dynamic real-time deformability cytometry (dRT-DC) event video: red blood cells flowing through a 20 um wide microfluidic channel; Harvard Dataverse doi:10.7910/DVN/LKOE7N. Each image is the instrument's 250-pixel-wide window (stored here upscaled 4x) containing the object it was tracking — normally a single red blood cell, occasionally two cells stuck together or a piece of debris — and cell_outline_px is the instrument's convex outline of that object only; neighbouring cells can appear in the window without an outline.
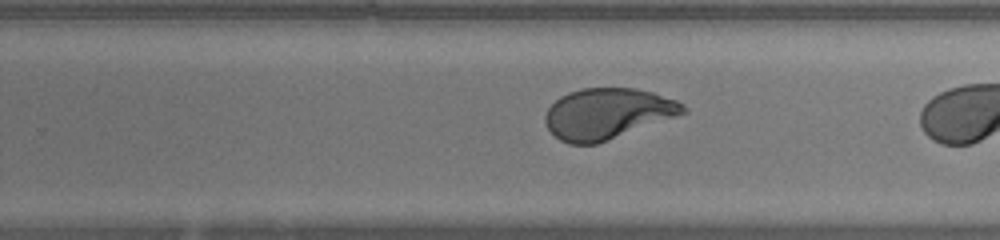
{"species": "human", "species_latin": "Homo sapiens", "temperature_condition": "warm", "stored_images_in_passage": 26, "camera_frame_rate_fps": 3000, "um_per_image_px": 0.085, "donor": {"sex": "female"}, "frame": {"image": 1, "passage_image": 19, "time_ms": 6.0, "image_size_px": [1000, 240], "cell_outline_px": [[688, 112], [596, 144], [568, 144], [560, 140], [548, 128], [544, 120], [544, 116], [548, 108], [560, 96], [568, 92], [580, 88], [636, 88], [652, 92], [676, 100], [684, 104], [688, 108]], "centroid_in_image_um": [51.62, 9.65], "position_along_channel_um": 278.2, "area_um2": 40.69}}
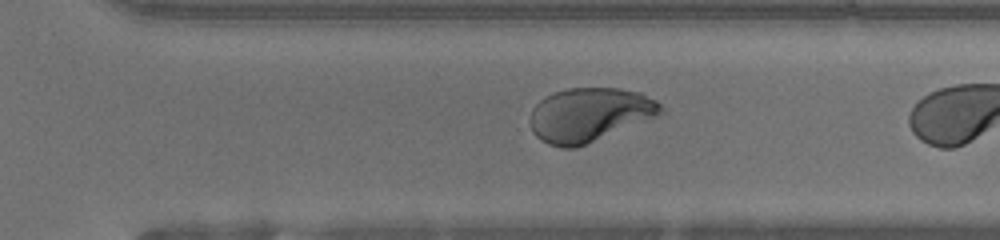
{"frame": {"image": 2, "passage_image": 22, "time_ms": 7.0, "image_size_px": [1000, 240], "cell_outline_px": [[668, 112], [660, 116], [576, 148], [564, 148], [548, 144], [536, 136], [532, 132], [532, 108], [540, 100], [556, 92], [568, 88], [620, 88], [640, 92], [656, 100]], "centroid_in_image_um": [50.18, 9.75], "position_along_channel_um": 320.4, "area_um2": 41.15}}